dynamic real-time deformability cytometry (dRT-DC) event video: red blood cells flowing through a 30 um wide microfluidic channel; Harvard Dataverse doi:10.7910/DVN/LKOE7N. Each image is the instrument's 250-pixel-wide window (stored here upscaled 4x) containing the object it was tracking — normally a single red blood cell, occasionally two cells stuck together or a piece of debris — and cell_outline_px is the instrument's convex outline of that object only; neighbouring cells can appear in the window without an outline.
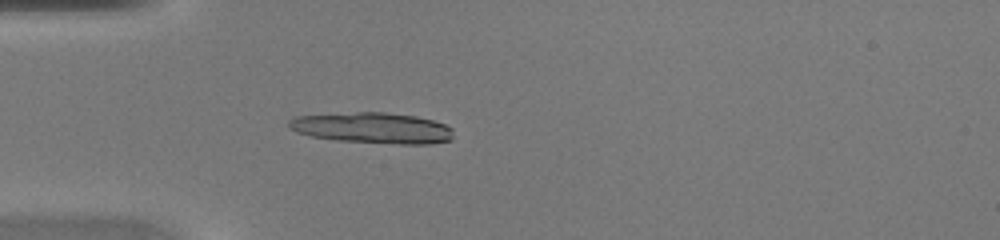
{"species": "common noctule bat (a hibernating species)", "species_latin": "Nyctalus noctula", "temperature_condition": "warm", "stored_images_in_passage": 33, "camera_frame_rate_fps": 3000, "um_per_image_px": 0.085, "animal": {"sex": "female", "body_mass_g": 20.0, "forearm_length_mm": 54.0}, "frame": {"image": 1, "passage_image": 2, "time_ms": 0.333, "image_size_px": [1000, 240], "cell_outline_px": [[452, 140], [428, 144], [396, 144], [336, 140], [312, 136], [296, 132], [288, 128], [288, 120], [292, 116], [356, 112], [384, 112], [416, 116], [432, 120], [444, 124], [452, 128]], "centroid_in_image_um": [31.64, 10.87], "position_along_channel_um": 53.4, "area_um2": 29.77}}